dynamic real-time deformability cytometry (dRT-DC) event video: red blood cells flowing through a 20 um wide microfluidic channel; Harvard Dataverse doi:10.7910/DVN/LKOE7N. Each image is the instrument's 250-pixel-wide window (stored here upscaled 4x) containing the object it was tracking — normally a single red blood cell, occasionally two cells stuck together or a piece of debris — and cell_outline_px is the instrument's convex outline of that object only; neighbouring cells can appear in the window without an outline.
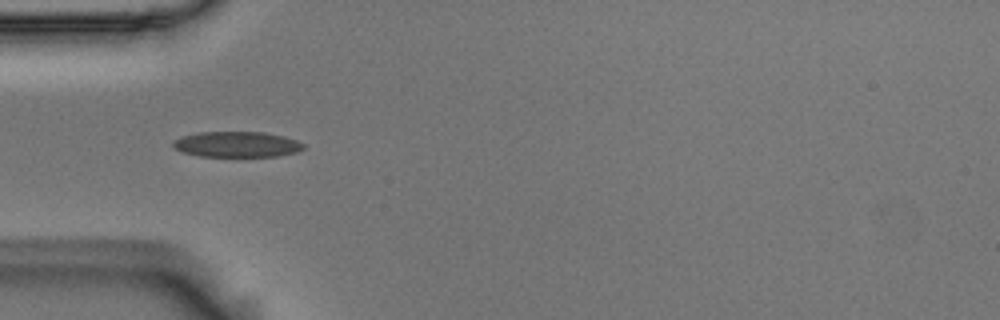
{"species": "Egyptian fruit bat (a non-hibernating species)", "species_latin": "Rousettus aegyptiacus", "temperature_condition": "room temperature", "stored_images_in_passage": 38, "camera_frame_rate_fps": 3000, "um_per_image_px": 0.085, "animal": {"sex": "male"}, "frame": {"image": 1, "passage_image": 1, "time_ms": 0.0, "image_size_px": [1000, 320], "cell_outline_px": [[304, 148], [296, 152], [280, 156], [200, 156], [184, 152], [176, 148], [172, 144], [172, 140], [180, 136], [196, 132], [264, 132], [284, 136], [296, 140], [304, 144]], "centroid_in_image_um": [20.12, 12.26], "position_along_channel_um": 64.9, "area_um2": 19.48}}
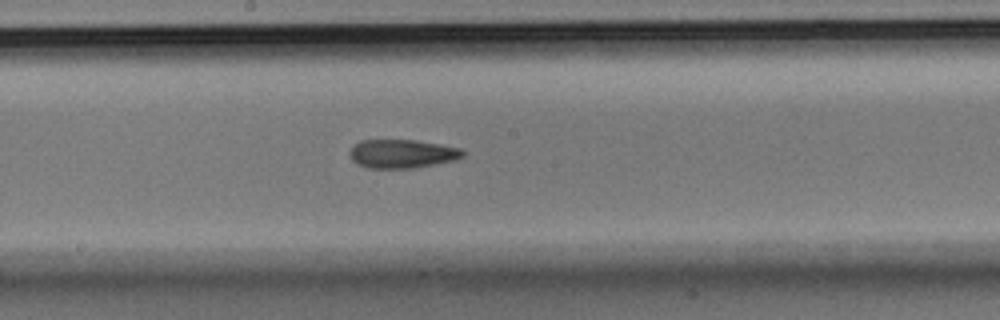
{"frame": {"image": 2, "passage_image": 13, "time_ms": 4.0, "image_size_px": [1000, 320], "cell_outline_px": [[464, 156], [456, 160], [416, 168], [368, 168], [352, 160], [348, 152], [360, 140], [416, 140], [440, 144], [460, 148], [464, 152]], "centroid_in_image_um": [34.2, 13.07], "position_along_channel_um": 214.0, "area_um2": 18.9}}
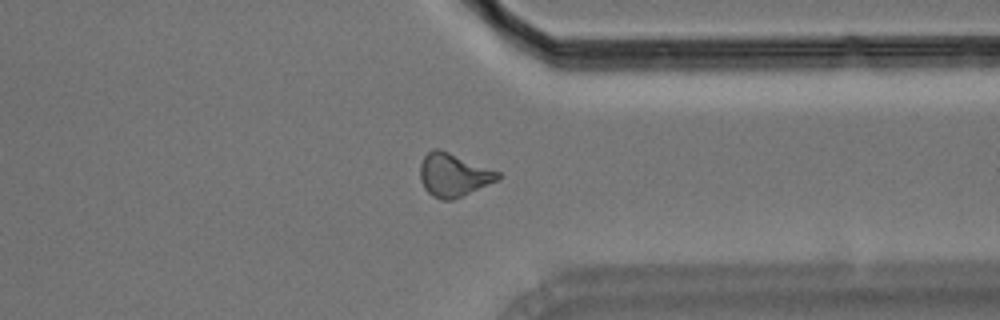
{"frame": {"image": 3, "passage_image": 26, "time_ms": 8.333, "image_size_px": [1000, 320], "cell_outline_px": [[500, 176], [496, 180], [488, 184], [452, 200], [440, 200], [432, 196], [424, 188], [420, 180], [420, 164], [424, 156], [432, 148], [436, 148], [448, 152], [500, 172]], "centroid_in_image_um": [38.49, 14.87], "position_along_channel_um": 372.9, "area_um2": 19.25}, "authors_computed_cell_mechanics": {"area_um2": 18.9584, "velocity_mm_per_s": 3.7202, "shape_relaxation_time_tau1_ms": 10.224, "shape_relaxation_time_tau2_ms": 3.8332, "deformation_change_tau1": 0.2085, "deformation_change_tau2": 0.1215}}